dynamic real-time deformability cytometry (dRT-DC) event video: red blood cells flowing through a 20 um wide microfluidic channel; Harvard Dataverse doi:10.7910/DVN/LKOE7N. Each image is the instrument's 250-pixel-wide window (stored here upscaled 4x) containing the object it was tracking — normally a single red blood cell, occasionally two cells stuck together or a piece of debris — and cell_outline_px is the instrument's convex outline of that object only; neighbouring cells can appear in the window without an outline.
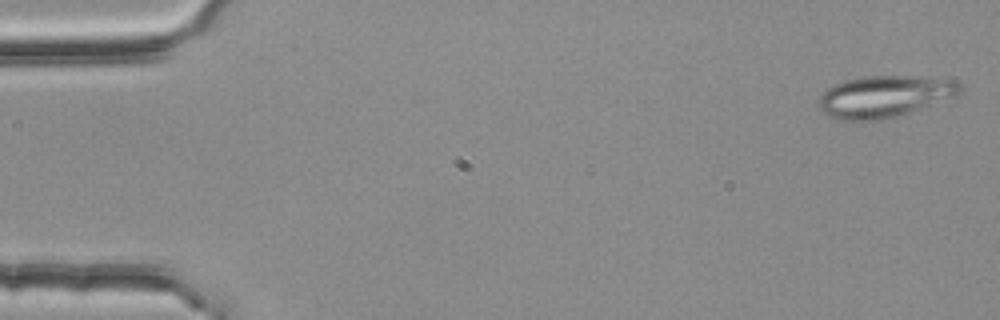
{"species": "common noctule bat (a hibernating species)", "species_latin": "Nyctalus noctula", "temperature_condition": "room temperature", "stored_images_in_passage": 5, "camera_frame_rate_fps": 3000, "um_per_image_px": 0.085, "animal": {"sex": "female", "body_mass_g": 25.1}, "frame": {"image": 1, "passage_image": 1, "time_ms": 0.0, "image_size_px": [1000, 320], "cell_outline_px": [[960, 92], [956, 96], [884, 120], [836, 120], [828, 116], [816, 104], [816, 100], [828, 88], [844, 80], [864, 76], [928, 76], [956, 80], [960, 84]], "centroid_in_image_um": [75.15, 8.19], "position_along_channel_um": 9.9, "area_um2": 34.45}}